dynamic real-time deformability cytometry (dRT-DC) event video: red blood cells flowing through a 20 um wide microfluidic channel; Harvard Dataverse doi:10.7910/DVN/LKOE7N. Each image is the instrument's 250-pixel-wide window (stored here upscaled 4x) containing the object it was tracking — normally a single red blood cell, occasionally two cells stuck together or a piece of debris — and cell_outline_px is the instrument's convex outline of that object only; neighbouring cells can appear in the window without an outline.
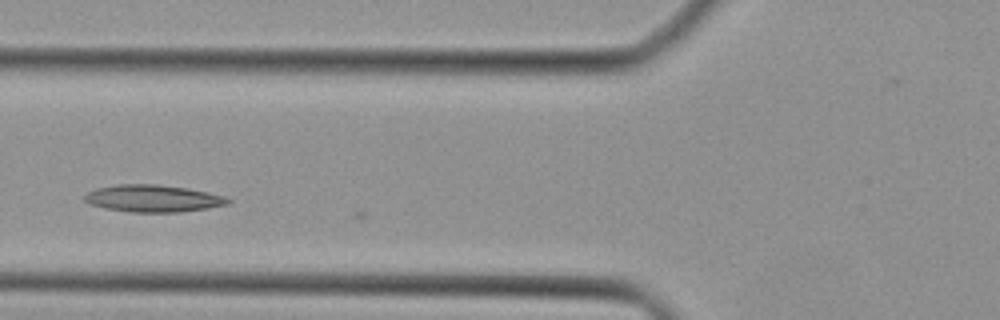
{"species": "Egyptian fruit bat (a non-hibernating species)", "species_latin": "Rousettus aegyptiacus", "temperature_condition": "cold", "stored_images_in_passage": 7, "camera_frame_rate_fps": 3000, "um_per_image_px": 0.085, "animal": {"sex": "female"}, "frame": {"image": 1, "passage_image": 5, "time_ms": 1.333, "image_size_px": [1000, 320], "cell_outline_px": [[232, 204], [208, 208], [180, 212], [128, 212], [104, 208], [88, 204], [84, 200], [84, 196], [88, 192], [96, 188], [116, 184], [160, 184], [188, 188], [208, 192], [224, 196], [232, 200]], "centroid_in_image_um": [13.02, 16.87], "position_along_channel_um": 112.8, "area_um2": 23.0}}